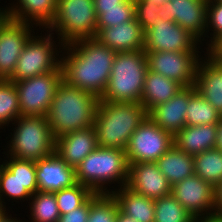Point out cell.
I'll return each instance as SVG.
<instances>
[{
    "instance_id": "8",
    "label": "cell",
    "mask_w": 222,
    "mask_h": 222,
    "mask_svg": "<svg viewBox=\"0 0 222 222\" xmlns=\"http://www.w3.org/2000/svg\"><path fill=\"white\" fill-rule=\"evenodd\" d=\"M54 35L47 31L44 35L42 33L37 36L33 34L29 38L18 58L16 70L9 79L10 81H22L52 72L61 65V54L59 53L62 52L63 44Z\"/></svg>"
},
{
    "instance_id": "30",
    "label": "cell",
    "mask_w": 222,
    "mask_h": 222,
    "mask_svg": "<svg viewBox=\"0 0 222 222\" xmlns=\"http://www.w3.org/2000/svg\"><path fill=\"white\" fill-rule=\"evenodd\" d=\"M19 116V98L14 82L0 79V129L8 128Z\"/></svg>"
},
{
    "instance_id": "27",
    "label": "cell",
    "mask_w": 222,
    "mask_h": 222,
    "mask_svg": "<svg viewBox=\"0 0 222 222\" xmlns=\"http://www.w3.org/2000/svg\"><path fill=\"white\" fill-rule=\"evenodd\" d=\"M155 163L171 186L195 174L193 156L181 151L175 144Z\"/></svg>"
},
{
    "instance_id": "15",
    "label": "cell",
    "mask_w": 222,
    "mask_h": 222,
    "mask_svg": "<svg viewBox=\"0 0 222 222\" xmlns=\"http://www.w3.org/2000/svg\"><path fill=\"white\" fill-rule=\"evenodd\" d=\"M208 0H171L161 5L159 17L180 25L202 44L206 37Z\"/></svg>"
},
{
    "instance_id": "6",
    "label": "cell",
    "mask_w": 222,
    "mask_h": 222,
    "mask_svg": "<svg viewBox=\"0 0 222 222\" xmlns=\"http://www.w3.org/2000/svg\"><path fill=\"white\" fill-rule=\"evenodd\" d=\"M2 154L20 160L36 161L55 152V138L46 116H19Z\"/></svg>"
},
{
    "instance_id": "7",
    "label": "cell",
    "mask_w": 222,
    "mask_h": 222,
    "mask_svg": "<svg viewBox=\"0 0 222 222\" xmlns=\"http://www.w3.org/2000/svg\"><path fill=\"white\" fill-rule=\"evenodd\" d=\"M45 30L56 34L63 45L95 38L97 14L94 0H57L55 17Z\"/></svg>"
},
{
    "instance_id": "47",
    "label": "cell",
    "mask_w": 222,
    "mask_h": 222,
    "mask_svg": "<svg viewBox=\"0 0 222 222\" xmlns=\"http://www.w3.org/2000/svg\"><path fill=\"white\" fill-rule=\"evenodd\" d=\"M222 68V57H211Z\"/></svg>"
},
{
    "instance_id": "37",
    "label": "cell",
    "mask_w": 222,
    "mask_h": 222,
    "mask_svg": "<svg viewBox=\"0 0 222 222\" xmlns=\"http://www.w3.org/2000/svg\"><path fill=\"white\" fill-rule=\"evenodd\" d=\"M135 19L142 27L144 33L156 25L161 5L154 4V0H134Z\"/></svg>"
},
{
    "instance_id": "14",
    "label": "cell",
    "mask_w": 222,
    "mask_h": 222,
    "mask_svg": "<svg viewBox=\"0 0 222 222\" xmlns=\"http://www.w3.org/2000/svg\"><path fill=\"white\" fill-rule=\"evenodd\" d=\"M156 25L144 33V52H200V42L171 20L157 19Z\"/></svg>"
},
{
    "instance_id": "5",
    "label": "cell",
    "mask_w": 222,
    "mask_h": 222,
    "mask_svg": "<svg viewBox=\"0 0 222 222\" xmlns=\"http://www.w3.org/2000/svg\"><path fill=\"white\" fill-rule=\"evenodd\" d=\"M147 70L144 51L117 52L100 100L140 103Z\"/></svg>"
},
{
    "instance_id": "39",
    "label": "cell",
    "mask_w": 222,
    "mask_h": 222,
    "mask_svg": "<svg viewBox=\"0 0 222 222\" xmlns=\"http://www.w3.org/2000/svg\"><path fill=\"white\" fill-rule=\"evenodd\" d=\"M127 0H94V7L97 16L104 11V9L121 8Z\"/></svg>"
},
{
    "instance_id": "48",
    "label": "cell",
    "mask_w": 222,
    "mask_h": 222,
    "mask_svg": "<svg viewBox=\"0 0 222 222\" xmlns=\"http://www.w3.org/2000/svg\"><path fill=\"white\" fill-rule=\"evenodd\" d=\"M168 1H171V0H154V4L162 5V4H164L165 2H168Z\"/></svg>"
},
{
    "instance_id": "2",
    "label": "cell",
    "mask_w": 222,
    "mask_h": 222,
    "mask_svg": "<svg viewBox=\"0 0 222 222\" xmlns=\"http://www.w3.org/2000/svg\"><path fill=\"white\" fill-rule=\"evenodd\" d=\"M99 101L95 94L62 81L46 115L53 137L92 127Z\"/></svg>"
},
{
    "instance_id": "32",
    "label": "cell",
    "mask_w": 222,
    "mask_h": 222,
    "mask_svg": "<svg viewBox=\"0 0 222 222\" xmlns=\"http://www.w3.org/2000/svg\"><path fill=\"white\" fill-rule=\"evenodd\" d=\"M154 222H194L195 218L172 194L154 200Z\"/></svg>"
},
{
    "instance_id": "1",
    "label": "cell",
    "mask_w": 222,
    "mask_h": 222,
    "mask_svg": "<svg viewBox=\"0 0 222 222\" xmlns=\"http://www.w3.org/2000/svg\"><path fill=\"white\" fill-rule=\"evenodd\" d=\"M116 53L95 38L63 45V81L100 98L106 89Z\"/></svg>"
},
{
    "instance_id": "33",
    "label": "cell",
    "mask_w": 222,
    "mask_h": 222,
    "mask_svg": "<svg viewBox=\"0 0 222 222\" xmlns=\"http://www.w3.org/2000/svg\"><path fill=\"white\" fill-rule=\"evenodd\" d=\"M118 202L111 193H96L90 196V211L87 222H116Z\"/></svg>"
},
{
    "instance_id": "18",
    "label": "cell",
    "mask_w": 222,
    "mask_h": 222,
    "mask_svg": "<svg viewBox=\"0 0 222 222\" xmlns=\"http://www.w3.org/2000/svg\"><path fill=\"white\" fill-rule=\"evenodd\" d=\"M195 92L194 86L183 87L174 97L152 108L148 112V117L175 136L186 126L189 99Z\"/></svg>"
},
{
    "instance_id": "19",
    "label": "cell",
    "mask_w": 222,
    "mask_h": 222,
    "mask_svg": "<svg viewBox=\"0 0 222 222\" xmlns=\"http://www.w3.org/2000/svg\"><path fill=\"white\" fill-rule=\"evenodd\" d=\"M35 163L38 191L54 193L77 183L75 168L69 166L56 152Z\"/></svg>"
},
{
    "instance_id": "24",
    "label": "cell",
    "mask_w": 222,
    "mask_h": 222,
    "mask_svg": "<svg viewBox=\"0 0 222 222\" xmlns=\"http://www.w3.org/2000/svg\"><path fill=\"white\" fill-rule=\"evenodd\" d=\"M217 124L185 126L174 136V144L183 152L195 156L214 149Z\"/></svg>"
},
{
    "instance_id": "17",
    "label": "cell",
    "mask_w": 222,
    "mask_h": 222,
    "mask_svg": "<svg viewBox=\"0 0 222 222\" xmlns=\"http://www.w3.org/2000/svg\"><path fill=\"white\" fill-rule=\"evenodd\" d=\"M126 186L153 200L171 194L172 187L155 162L129 164Z\"/></svg>"
},
{
    "instance_id": "12",
    "label": "cell",
    "mask_w": 222,
    "mask_h": 222,
    "mask_svg": "<svg viewBox=\"0 0 222 222\" xmlns=\"http://www.w3.org/2000/svg\"><path fill=\"white\" fill-rule=\"evenodd\" d=\"M36 28L9 18L0 11V79L9 80L12 77L18 58Z\"/></svg>"
},
{
    "instance_id": "10",
    "label": "cell",
    "mask_w": 222,
    "mask_h": 222,
    "mask_svg": "<svg viewBox=\"0 0 222 222\" xmlns=\"http://www.w3.org/2000/svg\"><path fill=\"white\" fill-rule=\"evenodd\" d=\"M6 158L0 164V204L5 207L8 204L5 199L27 202L38 191L35 161Z\"/></svg>"
},
{
    "instance_id": "21",
    "label": "cell",
    "mask_w": 222,
    "mask_h": 222,
    "mask_svg": "<svg viewBox=\"0 0 222 222\" xmlns=\"http://www.w3.org/2000/svg\"><path fill=\"white\" fill-rule=\"evenodd\" d=\"M95 39L115 52L144 51V31L136 19L118 26L97 28Z\"/></svg>"
},
{
    "instance_id": "42",
    "label": "cell",
    "mask_w": 222,
    "mask_h": 222,
    "mask_svg": "<svg viewBox=\"0 0 222 222\" xmlns=\"http://www.w3.org/2000/svg\"><path fill=\"white\" fill-rule=\"evenodd\" d=\"M194 222H222V216L216 214L210 216H203L195 218Z\"/></svg>"
},
{
    "instance_id": "11",
    "label": "cell",
    "mask_w": 222,
    "mask_h": 222,
    "mask_svg": "<svg viewBox=\"0 0 222 222\" xmlns=\"http://www.w3.org/2000/svg\"><path fill=\"white\" fill-rule=\"evenodd\" d=\"M173 145L174 136L147 117L132 134L125 149L128 165L156 162Z\"/></svg>"
},
{
    "instance_id": "4",
    "label": "cell",
    "mask_w": 222,
    "mask_h": 222,
    "mask_svg": "<svg viewBox=\"0 0 222 222\" xmlns=\"http://www.w3.org/2000/svg\"><path fill=\"white\" fill-rule=\"evenodd\" d=\"M128 170L125 150L97 146L75 168L76 182L88 186L96 193H111L117 186L120 188L127 185Z\"/></svg>"
},
{
    "instance_id": "20",
    "label": "cell",
    "mask_w": 222,
    "mask_h": 222,
    "mask_svg": "<svg viewBox=\"0 0 222 222\" xmlns=\"http://www.w3.org/2000/svg\"><path fill=\"white\" fill-rule=\"evenodd\" d=\"M56 9L57 0H16L8 7H0V11L9 18L42 28L43 33L53 21Z\"/></svg>"
},
{
    "instance_id": "40",
    "label": "cell",
    "mask_w": 222,
    "mask_h": 222,
    "mask_svg": "<svg viewBox=\"0 0 222 222\" xmlns=\"http://www.w3.org/2000/svg\"><path fill=\"white\" fill-rule=\"evenodd\" d=\"M215 214L222 216V181L215 187Z\"/></svg>"
},
{
    "instance_id": "28",
    "label": "cell",
    "mask_w": 222,
    "mask_h": 222,
    "mask_svg": "<svg viewBox=\"0 0 222 222\" xmlns=\"http://www.w3.org/2000/svg\"><path fill=\"white\" fill-rule=\"evenodd\" d=\"M195 175L215 187L222 181V152L216 148L193 156Z\"/></svg>"
},
{
    "instance_id": "34",
    "label": "cell",
    "mask_w": 222,
    "mask_h": 222,
    "mask_svg": "<svg viewBox=\"0 0 222 222\" xmlns=\"http://www.w3.org/2000/svg\"><path fill=\"white\" fill-rule=\"evenodd\" d=\"M94 192L86 185L76 183L54 192L61 215L80 207Z\"/></svg>"
},
{
    "instance_id": "29",
    "label": "cell",
    "mask_w": 222,
    "mask_h": 222,
    "mask_svg": "<svg viewBox=\"0 0 222 222\" xmlns=\"http://www.w3.org/2000/svg\"><path fill=\"white\" fill-rule=\"evenodd\" d=\"M28 203L30 222H58L61 214L54 193L36 191Z\"/></svg>"
},
{
    "instance_id": "44",
    "label": "cell",
    "mask_w": 222,
    "mask_h": 222,
    "mask_svg": "<svg viewBox=\"0 0 222 222\" xmlns=\"http://www.w3.org/2000/svg\"><path fill=\"white\" fill-rule=\"evenodd\" d=\"M116 222H136L130 216L124 214L120 209H118Z\"/></svg>"
},
{
    "instance_id": "36",
    "label": "cell",
    "mask_w": 222,
    "mask_h": 222,
    "mask_svg": "<svg viewBox=\"0 0 222 222\" xmlns=\"http://www.w3.org/2000/svg\"><path fill=\"white\" fill-rule=\"evenodd\" d=\"M135 19L134 0H127L121 8L104 9L97 16V28L118 26Z\"/></svg>"
},
{
    "instance_id": "16",
    "label": "cell",
    "mask_w": 222,
    "mask_h": 222,
    "mask_svg": "<svg viewBox=\"0 0 222 222\" xmlns=\"http://www.w3.org/2000/svg\"><path fill=\"white\" fill-rule=\"evenodd\" d=\"M171 194L194 218L215 214V189L195 174L175 183Z\"/></svg>"
},
{
    "instance_id": "3",
    "label": "cell",
    "mask_w": 222,
    "mask_h": 222,
    "mask_svg": "<svg viewBox=\"0 0 222 222\" xmlns=\"http://www.w3.org/2000/svg\"><path fill=\"white\" fill-rule=\"evenodd\" d=\"M147 117L141 103L100 100L93 124L97 145L125 150L130 137Z\"/></svg>"
},
{
    "instance_id": "38",
    "label": "cell",
    "mask_w": 222,
    "mask_h": 222,
    "mask_svg": "<svg viewBox=\"0 0 222 222\" xmlns=\"http://www.w3.org/2000/svg\"><path fill=\"white\" fill-rule=\"evenodd\" d=\"M90 211V197L78 208L59 217L58 222H87Z\"/></svg>"
},
{
    "instance_id": "13",
    "label": "cell",
    "mask_w": 222,
    "mask_h": 222,
    "mask_svg": "<svg viewBox=\"0 0 222 222\" xmlns=\"http://www.w3.org/2000/svg\"><path fill=\"white\" fill-rule=\"evenodd\" d=\"M148 70L178 82L182 87L194 86L196 68L202 52H145ZM202 55V56H201Z\"/></svg>"
},
{
    "instance_id": "46",
    "label": "cell",
    "mask_w": 222,
    "mask_h": 222,
    "mask_svg": "<svg viewBox=\"0 0 222 222\" xmlns=\"http://www.w3.org/2000/svg\"><path fill=\"white\" fill-rule=\"evenodd\" d=\"M10 209L8 210V207L6 208L5 206L0 204V221L3 219V217L9 213Z\"/></svg>"
},
{
    "instance_id": "9",
    "label": "cell",
    "mask_w": 222,
    "mask_h": 222,
    "mask_svg": "<svg viewBox=\"0 0 222 222\" xmlns=\"http://www.w3.org/2000/svg\"><path fill=\"white\" fill-rule=\"evenodd\" d=\"M62 81L61 65L52 72L13 81L18 93L20 116H46L56 89Z\"/></svg>"
},
{
    "instance_id": "22",
    "label": "cell",
    "mask_w": 222,
    "mask_h": 222,
    "mask_svg": "<svg viewBox=\"0 0 222 222\" xmlns=\"http://www.w3.org/2000/svg\"><path fill=\"white\" fill-rule=\"evenodd\" d=\"M97 146L93 126L67 133L55 139V152L73 168H76Z\"/></svg>"
},
{
    "instance_id": "43",
    "label": "cell",
    "mask_w": 222,
    "mask_h": 222,
    "mask_svg": "<svg viewBox=\"0 0 222 222\" xmlns=\"http://www.w3.org/2000/svg\"><path fill=\"white\" fill-rule=\"evenodd\" d=\"M210 57H222V39L208 52Z\"/></svg>"
},
{
    "instance_id": "31",
    "label": "cell",
    "mask_w": 222,
    "mask_h": 222,
    "mask_svg": "<svg viewBox=\"0 0 222 222\" xmlns=\"http://www.w3.org/2000/svg\"><path fill=\"white\" fill-rule=\"evenodd\" d=\"M221 115L196 91L189 99L186 126L218 124Z\"/></svg>"
},
{
    "instance_id": "45",
    "label": "cell",
    "mask_w": 222,
    "mask_h": 222,
    "mask_svg": "<svg viewBox=\"0 0 222 222\" xmlns=\"http://www.w3.org/2000/svg\"><path fill=\"white\" fill-rule=\"evenodd\" d=\"M0 222H26L25 220H20L19 217H12V214L10 215V211L9 214L7 213L3 219Z\"/></svg>"
},
{
    "instance_id": "26",
    "label": "cell",
    "mask_w": 222,
    "mask_h": 222,
    "mask_svg": "<svg viewBox=\"0 0 222 222\" xmlns=\"http://www.w3.org/2000/svg\"><path fill=\"white\" fill-rule=\"evenodd\" d=\"M182 88L178 82L147 70L140 103L149 112L155 106L174 97Z\"/></svg>"
},
{
    "instance_id": "41",
    "label": "cell",
    "mask_w": 222,
    "mask_h": 222,
    "mask_svg": "<svg viewBox=\"0 0 222 222\" xmlns=\"http://www.w3.org/2000/svg\"><path fill=\"white\" fill-rule=\"evenodd\" d=\"M217 138L215 148L222 152V116L217 124Z\"/></svg>"
},
{
    "instance_id": "35",
    "label": "cell",
    "mask_w": 222,
    "mask_h": 222,
    "mask_svg": "<svg viewBox=\"0 0 222 222\" xmlns=\"http://www.w3.org/2000/svg\"><path fill=\"white\" fill-rule=\"evenodd\" d=\"M206 38H209L205 39L206 52L222 39V2L218 0H208L207 3Z\"/></svg>"
},
{
    "instance_id": "23",
    "label": "cell",
    "mask_w": 222,
    "mask_h": 222,
    "mask_svg": "<svg viewBox=\"0 0 222 222\" xmlns=\"http://www.w3.org/2000/svg\"><path fill=\"white\" fill-rule=\"evenodd\" d=\"M204 54L196 68L194 87L222 116V68Z\"/></svg>"
},
{
    "instance_id": "25",
    "label": "cell",
    "mask_w": 222,
    "mask_h": 222,
    "mask_svg": "<svg viewBox=\"0 0 222 222\" xmlns=\"http://www.w3.org/2000/svg\"><path fill=\"white\" fill-rule=\"evenodd\" d=\"M119 209L136 222H154V200L129 189L126 185L111 192Z\"/></svg>"
}]
</instances>
